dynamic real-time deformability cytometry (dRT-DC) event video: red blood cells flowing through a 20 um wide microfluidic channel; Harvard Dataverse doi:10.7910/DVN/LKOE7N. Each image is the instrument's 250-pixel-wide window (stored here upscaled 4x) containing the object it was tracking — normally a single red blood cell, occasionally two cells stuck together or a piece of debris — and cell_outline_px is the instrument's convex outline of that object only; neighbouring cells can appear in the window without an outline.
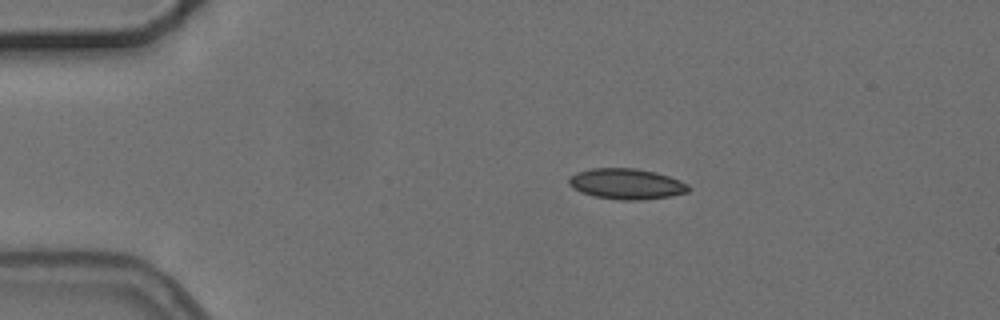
{"species": "common noctule bat (a hibernating species)", "species_latin": "Nyctalus noctula", "temperature_condition": "cold", "stored_images_in_passage": 4, "camera_frame_rate_fps": 3000, "um_per_image_px": 0.085, "animal": {"sex": "female", "body_mass_g": 24.6, "forearm_length_mm": 56.2}, "frame": {"image": 1, "passage_image": 2, "time_ms": 1.333, "image_size_px": [1000, 320], "cell_outline_px": [[692, 188], [688, 192], [668, 196], [640, 200], [620, 200], [592, 196], [580, 192], [572, 188], [568, 184], [568, 176], [576, 172], [592, 168], [636, 168], [656, 172], [680, 180], [688, 184]], "centroid_in_image_um": [53.21, 15.63], "position_along_channel_um": 31.8, "area_um2": 21.62}}